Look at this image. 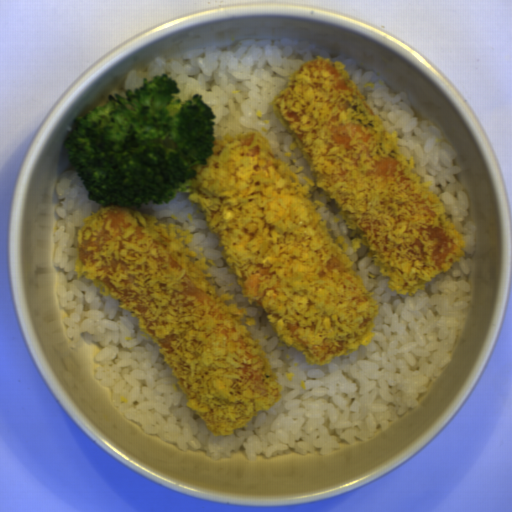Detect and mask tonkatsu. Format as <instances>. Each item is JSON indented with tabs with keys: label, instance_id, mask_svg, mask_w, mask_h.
Wrapping results in <instances>:
<instances>
[{
	"label": "tonkatsu",
	"instance_id": "tonkatsu-1",
	"mask_svg": "<svg viewBox=\"0 0 512 512\" xmlns=\"http://www.w3.org/2000/svg\"><path fill=\"white\" fill-rule=\"evenodd\" d=\"M346 67L316 55L272 102L312 180L301 184L304 166L280 159L264 133L229 131L211 141L185 190L218 236L243 299L261 308L284 346L320 367L371 342L379 306L314 193L338 209L351 247L368 249L391 290L416 295L465 254L444 201Z\"/></svg>",
	"mask_w": 512,
	"mask_h": 512
},
{
	"label": "tonkatsu",
	"instance_id": "tonkatsu-2",
	"mask_svg": "<svg viewBox=\"0 0 512 512\" xmlns=\"http://www.w3.org/2000/svg\"><path fill=\"white\" fill-rule=\"evenodd\" d=\"M177 225L116 205L85 216L74 270L113 297L159 349L179 394L214 436L268 412L283 389L255 321L214 284L202 248Z\"/></svg>",
	"mask_w": 512,
	"mask_h": 512
}]
</instances>
